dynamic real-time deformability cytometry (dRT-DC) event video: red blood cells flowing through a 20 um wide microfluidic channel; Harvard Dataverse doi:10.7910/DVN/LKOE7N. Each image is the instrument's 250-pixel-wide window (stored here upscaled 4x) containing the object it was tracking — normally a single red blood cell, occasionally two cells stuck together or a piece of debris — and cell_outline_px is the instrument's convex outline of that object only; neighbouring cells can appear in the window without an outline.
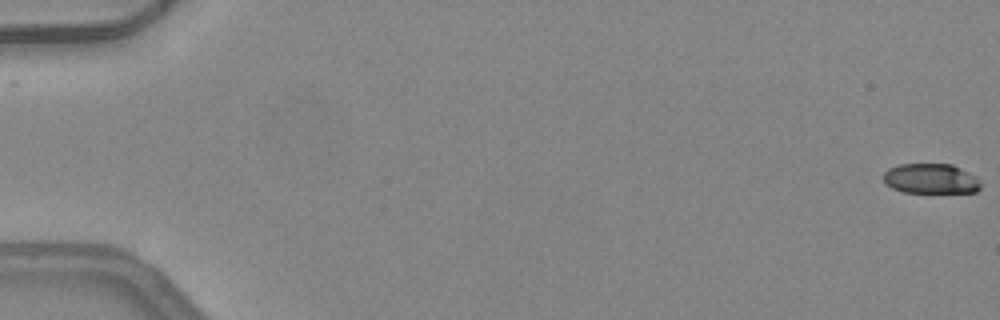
{"species": "common noctule bat (a hibernating species)", "species_latin": "Nyctalus noctula", "temperature_condition": "warm", "stored_images_in_passage": 51, "camera_frame_rate_fps": 3000, "um_per_image_px": 0.085, "animal": {"sex": "female", "body_mass_g": 24.6, "forearm_length_mm": 56.2}, "frame": {"image": 1, "passage_image": 1, "time_ms": 0.0, "image_size_px": [1000, 320], "cell_outline_px": [[980, 188], [976, 192], [904, 192], [892, 188], [884, 184], [884, 172], [888, 168], [900, 164], [952, 164], [976, 176], [980, 180]], "centroid_in_image_um": [79.11, 15.18], "position_along_channel_um": 5.9, "area_um2": 17.05}}
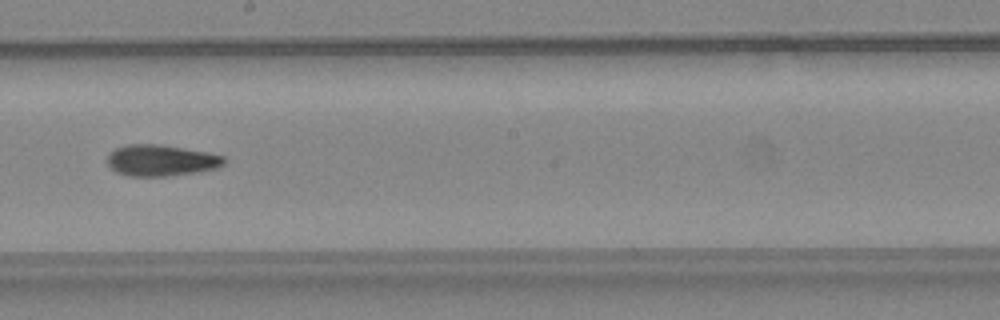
{"frame": {"image": 2, "passage_image": 30, "time_ms": 9.667, "image_size_px": [1000, 320], "cell_outline_px": [[224, 164], [216, 168], [168, 176], [128, 176], [116, 172], [108, 164], [108, 156], [116, 148], [128, 144], [160, 144], [208, 152], [224, 156]], "centroid_in_image_um": [13.68, 13.63], "position_along_channel_um": 234.5, "area_um2": 21.04}}
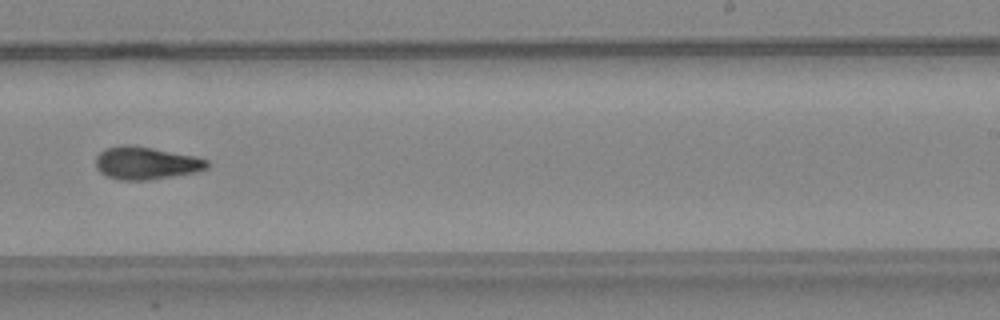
{"frame": {"image": 3, "passage_image": 33, "time_ms": 10.667, "image_size_px": [1000, 320], "cell_outline_px": [[208, 168], [196, 172], [148, 180], [120, 180], [108, 176], [100, 172], [96, 168], [96, 156], [104, 148], [120, 144], [128, 144], [152, 148], [196, 156], [208, 160]], "centroid_in_image_um": [12.39, 13.85], "position_along_channel_um": 276.6, "area_um2": 21.27}, "authors_computed_cell_mechanics": {"area_um2": 20.5768, "velocity_mm_per_s": 4.2381, "shape_relaxation_time_tau1_ms": 9.2655, "shape_relaxation_time_tau2_ms": 6.8118, "deformation_change_tau1": 0.27, "deformation_change_tau2": 0.1681}}